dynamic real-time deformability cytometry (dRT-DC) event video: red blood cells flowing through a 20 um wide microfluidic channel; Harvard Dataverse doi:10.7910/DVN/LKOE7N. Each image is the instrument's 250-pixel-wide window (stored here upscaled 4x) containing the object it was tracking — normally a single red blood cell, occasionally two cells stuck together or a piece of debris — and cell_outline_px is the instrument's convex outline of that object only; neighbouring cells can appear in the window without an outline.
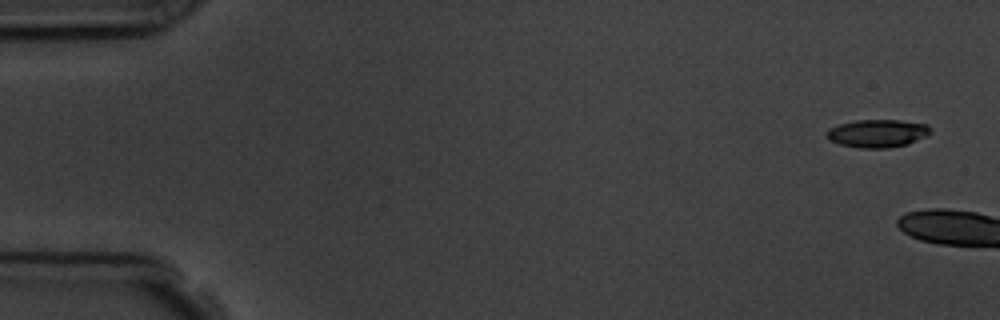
{"species": "common noctule bat (a hibernating species)", "species_latin": "Nyctalus noctula", "temperature_condition": "room temperature", "stored_images_in_passage": 2, "camera_frame_rate_fps": 3000, "um_per_image_px": 0.085, "animal": {"sex": "male", "body_mass_g": 19.5, "forearm_length_mm": 54.6}, "frame": {"image": 1, "passage_image": 1, "time_ms": 0.0, "image_size_px": [1000, 320], "cell_outline_px": [[932, 132], [928, 136], [908, 144], [888, 148], [860, 148], [840, 144], [828, 140], [824, 136], [824, 132], [828, 128], [840, 124], [856, 120], [900, 120], [928, 124], [932, 128]], "centroid_in_image_um": [74.59, 11.33], "position_along_channel_um": 10.4, "area_um2": 17.28}}